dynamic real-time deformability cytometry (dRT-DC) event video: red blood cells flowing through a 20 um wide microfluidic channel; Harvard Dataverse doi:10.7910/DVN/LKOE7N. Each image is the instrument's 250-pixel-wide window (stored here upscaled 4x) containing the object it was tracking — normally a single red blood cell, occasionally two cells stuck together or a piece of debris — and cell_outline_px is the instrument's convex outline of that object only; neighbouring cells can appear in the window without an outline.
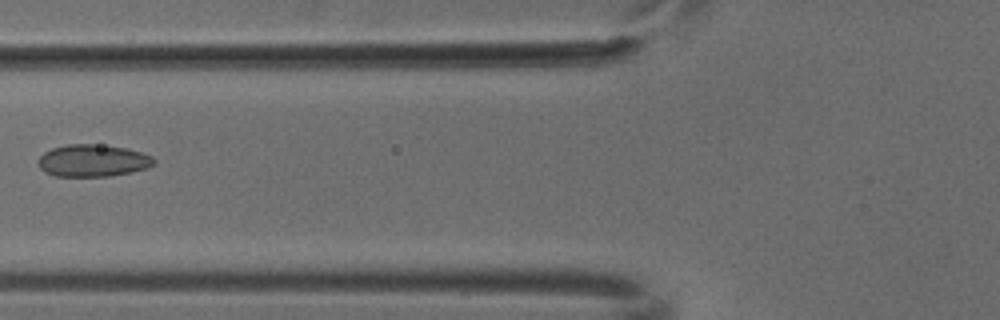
{"species": "common noctule bat (a hibernating species)", "species_latin": "Nyctalus noctula", "temperature_condition": "cold", "stored_images_in_passage": 3, "camera_frame_rate_fps": 3000, "um_per_image_px": 0.085, "animal": {"sex": "male", "body_mass_g": 18.8}, "frame": {"image": 1, "passage_image": 3, "time_ms": 0.667, "image_size_px": [1000, 320], "cell_outline_px": [[156, 164], [148, 168], [132, 172], [108, 176], [56, 176], [44, 172], [40, 168], [36, 160], [44, 152], [52, 148], [68, 144], [92, 144], [124, 148], [140, 152], [152, 156], [156, 160]], "centroid_in_image_um": [7.88, 13.66], "position_along_channel_um": 117.9, "area_um2": 21.73}}